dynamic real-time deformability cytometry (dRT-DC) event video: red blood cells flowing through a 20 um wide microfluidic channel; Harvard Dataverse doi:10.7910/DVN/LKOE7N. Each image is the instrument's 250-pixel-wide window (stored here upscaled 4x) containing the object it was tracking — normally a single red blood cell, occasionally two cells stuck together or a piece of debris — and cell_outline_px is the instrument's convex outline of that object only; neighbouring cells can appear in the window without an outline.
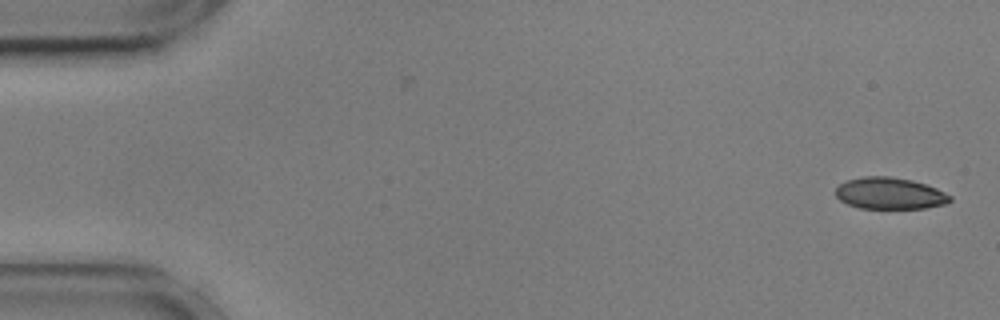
{"species": "common noctule bat (a hibernating species)", "species_latin": "Nyctalus noctula", "temperature_condition": "cold", "stored_images_in_passage": 10, "camera_frame_rate_fps": 3000, "um_per_image_px": 0.085, "animal": {"sex": "male", "body_mass_g": 17.9, "forearm_length_mm": 54.2}, "frame": {"image": 1, "passage_image": 1, "time_ms": 0.0, "image_size_px": [1000, 320], "cell_outline_px": [[952, 200], [948, 204], [924, 208], [860, 208], [848, 204], [840, 200], [836, 196], [836, 188], [844, 180], [864, 176], [888, 176], [912, 180], [936, 188], [952, 196]], "centroid_in_image_um": [75.63, 16.43], "position_along_channel_um": 9.4, "area_um2": 21.15}}